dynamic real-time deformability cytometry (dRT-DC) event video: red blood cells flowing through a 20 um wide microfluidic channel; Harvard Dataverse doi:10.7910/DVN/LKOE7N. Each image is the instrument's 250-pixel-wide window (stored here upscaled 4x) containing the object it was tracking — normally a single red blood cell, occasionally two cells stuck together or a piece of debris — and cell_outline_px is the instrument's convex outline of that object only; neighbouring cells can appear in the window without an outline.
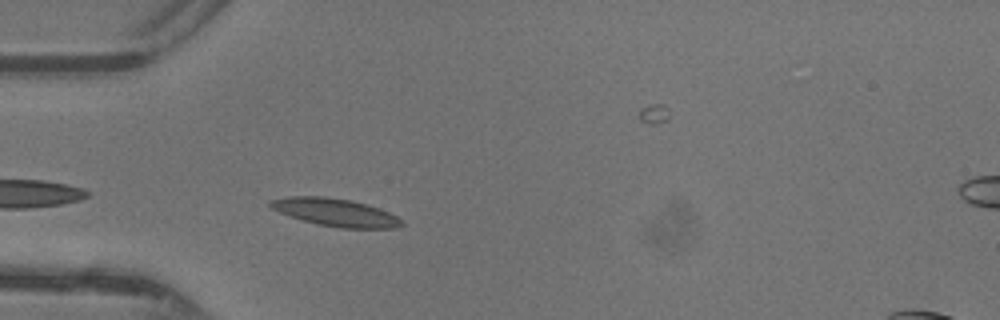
{"species": "common noctule bat (a hibernating species)", "species_latin": "Nyctalus noctula", "temperature_condition": "warm", "stored_images_in_passage": 25, "camera_frame_rate_fps": 3000, "um_per_image_px": 0.085, "animal": {"sex": "female"}, "frame": {"image": 1, "passage_image": 2, "time_ms": 0.333, "image_size_px": [1000, 320], "cell_outline_px": [[404, 224], [396, 228], [340, 228], [316, 224], [280, 212], [272, 208], [268, 204], [272, 200], [288, 196], [324, 196], [352, 200], [388, 212], [404, 220]], "centroid_in_image_um": [28.54, 18.05], "position_along_channel_um": 56.5, "area_um2": 20.98}}
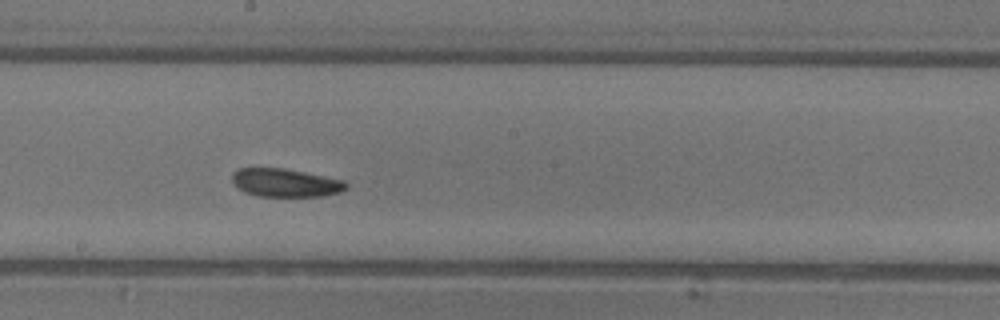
{"frame": {"image": 2, "passage_image": 14, "time_ms": 4.333, "image_size_px": [1000, 320], "cell_outline_px": [[348, 188], [340, 192], [320, 196], [260, 196], [244, 192], [236, 188], [232, 184], [232, 172], [240, 168], [284, 168], [344, 180], [348, 184]], "centroid_in_image_um": [24.23, 15.53], "position_along_channel_um": 224.0, "area_um2": 18.84}}
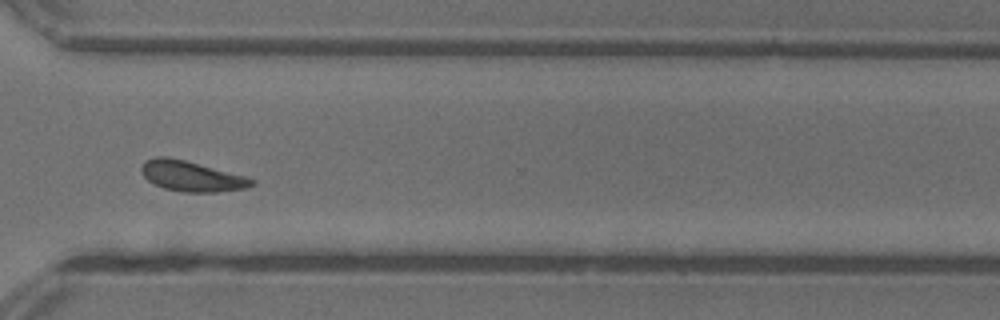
{"frame": {"image": 3, "passage_image": 23, "time_ms": 7.333, "image_size_px": [1000, 320], "cell_outline_px": [[256, 184], [248, 188], [216, 192], [184, 192], [164, 188], [148, 180], [144, 176], [140, 168], [144, 160], [156, 156], [168, 156], [184, 160], [244, 176], [256, 180]], "centroid_in_image_um": [16.27, 14.97], "position_along_channel_um": 354.3, "area_um2": 19.42}, "authors_computed_cell_mechanics": {"area_um2": 19.4208, "velocity_mm_per_s": 4.3412, "shape_relaxation_time_tau1_ms": 3.1764, "shape_relaxation_time_tau2_ms": 5.9551, "deformation_change_tau1": 0.1035, "deformation_change_tau2": 0.1251}}